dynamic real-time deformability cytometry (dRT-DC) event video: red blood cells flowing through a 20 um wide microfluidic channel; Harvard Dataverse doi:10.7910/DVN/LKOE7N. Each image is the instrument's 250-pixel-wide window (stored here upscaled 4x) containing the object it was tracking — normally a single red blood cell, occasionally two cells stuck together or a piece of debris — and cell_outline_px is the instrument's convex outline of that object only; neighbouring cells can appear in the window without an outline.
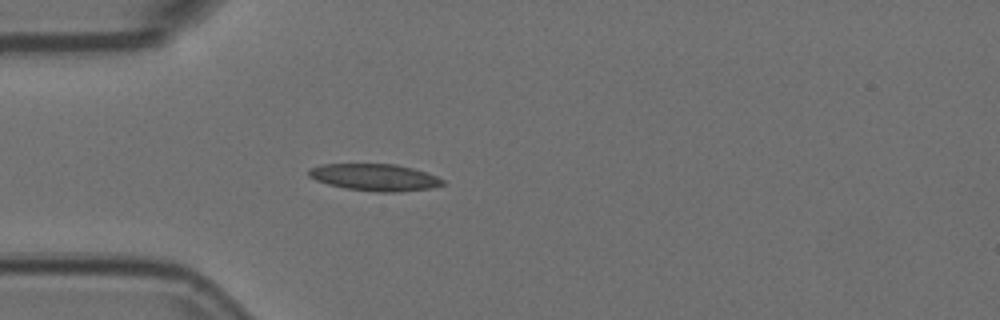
{"species": "Egyptian fruit bat (a non-hibernating species)", "species_latin": "Rousettus aegyptiacus", "temperature_condition": "room temperature", "stored_images_in_passage": 4, "camera_frame_rate_fps": 3000, "um_per_image_px": 0.085, "animal": {"sex": "female"}, "frame": {"image": 1, "passage_image": 4, "time_ms": 1.0, "image_size_px": [1000, 320], "cell_outline_px": [[444, 184], [432, 188], [396, 192], [376, 192], [344, 188], [328, 184], [316, 180], [308, 176], [308, 168], [320, 164], [396, 164], [412, 168], [436, 176], [444, 180]], "centroid_in_image_um": [31.82, 15.07], "position_along_channel_um": 53.2, "area_um2": 21.04}}